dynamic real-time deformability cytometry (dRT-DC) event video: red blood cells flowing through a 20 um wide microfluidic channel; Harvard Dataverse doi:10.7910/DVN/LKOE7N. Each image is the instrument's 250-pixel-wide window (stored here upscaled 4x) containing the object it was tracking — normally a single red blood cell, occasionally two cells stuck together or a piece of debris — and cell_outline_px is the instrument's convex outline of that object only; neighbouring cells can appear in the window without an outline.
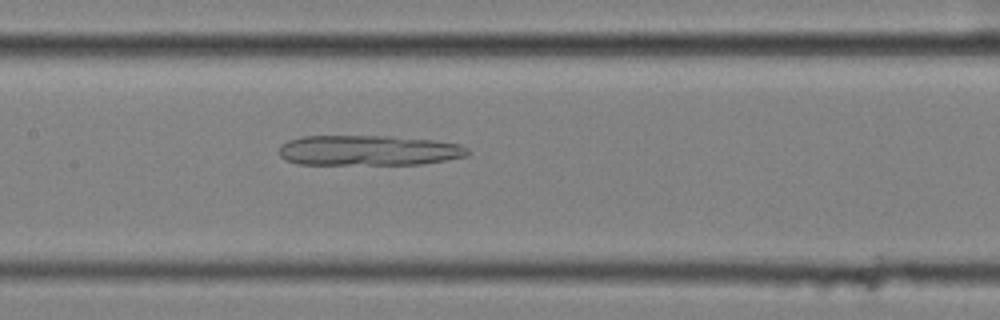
{"species": "common noctule bat (a hibernating species)", "species_latin": "Nyctalus noctula", "temperature_condition": "cold", "stored_images_in_passage": 37, "camera_frame_rate_fps": 3000, "um_per_image_px": 0.085, "animal": {"sex": "female", "body_mass_g": 25.1}, "frame": {"image": 1, "passage_image": 16, "time_ms": 5.0, "image_size_px": [1000, 320], "cell_outline_px": [[472, 152], [468, 156], [420, 164], [296, 164], [284, 160], [280, 156], [280, 144], [288, 140], [300, 136], [388, 136], [432, 140], [460, 144], [468, 148]], "centroid_in_image_um": [31.31, 12.78], "position_along_channel_um": 176.1, "area_um2": 33.47}}
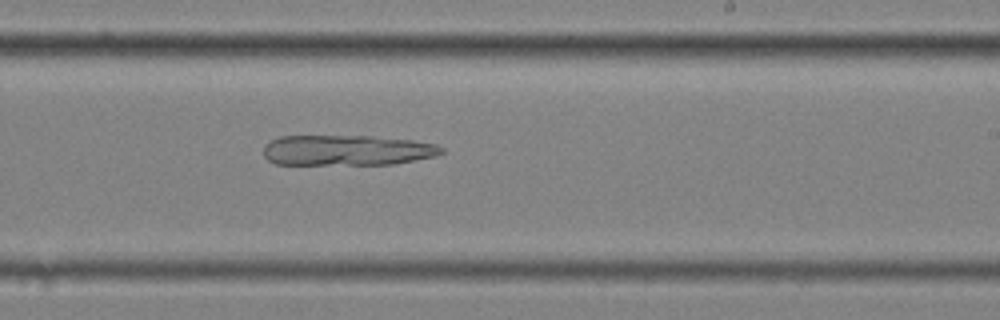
{"frame": {"image": 2, "passage_image": 23, "time_ms": 7.333, "image_size_px": [1000, 320], "cell_outline_px": [[444, 152], [436, 156], [392, 164], [276, 164], [268, 160], [264, 156], [264, 148], [272, 140], [280, 136], [372, 136], [412, 140], [436, 144], [444, 148]], "centroid_in_image_um": [29.52, 12.77], "position_along_channel_um": 259.5, "area_um2": 31.5}}
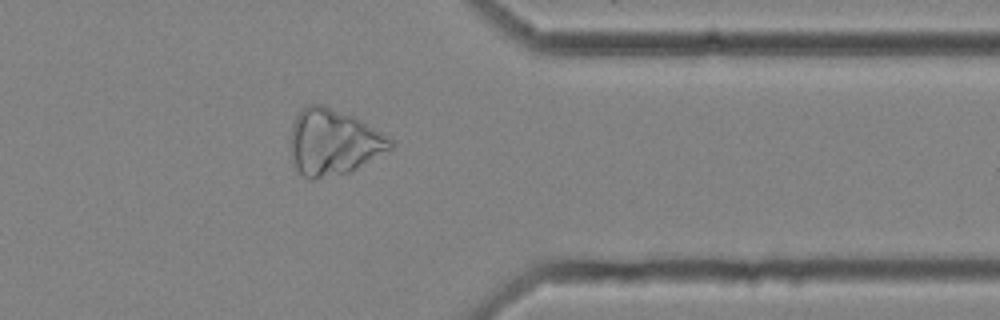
{"frame": {"image": 3, "passage_image": 34, "time_ms": 11.0, "image_size_px": [1000, 320], "cell_outline_px": [[396, 144], [392, 148], [356, 168], [348, 172], [316, 180], [304, 176], [296, 168], [292, 160], [292, 124], [296, 116], [308, 104], [324, 104], [356, 116], [388, 136]], "centroid_in_image_um": [28.36, 12.06], "position_along_channel_um": 383.0, "area_um2": 38.26}}